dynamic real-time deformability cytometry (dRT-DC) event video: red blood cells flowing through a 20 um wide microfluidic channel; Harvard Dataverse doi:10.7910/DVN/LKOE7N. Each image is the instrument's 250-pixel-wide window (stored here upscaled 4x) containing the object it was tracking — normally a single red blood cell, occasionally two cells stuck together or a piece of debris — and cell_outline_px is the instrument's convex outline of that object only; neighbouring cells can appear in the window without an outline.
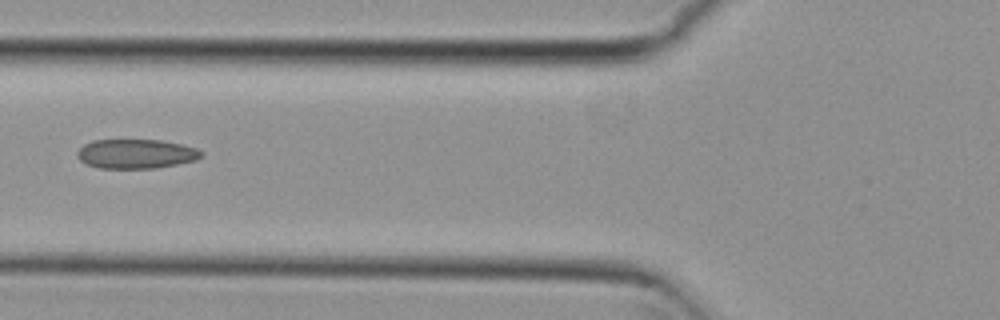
{"species": "common noctule bat (a hibernating species)", "species_latin": "Nyctalus noctula", "temperature_condition": "cold", "stored_images_in_passage": 5, "camera_frame_rate_fps": 3000, "um_per_image_px": 0.085, "animal": {"sex": "female", "body_mass_g": 29.2, "forearm_length_mm": 56.3}, "frame": {"image": 1, "passage_image": 5, "time_ms": 1.333, "image_size_px": [1000, 320], "cell_outline_px": [[204, 156], [196, 160], [156, 168], [100, 168], [88, 164], [80, 160], [76, 156], [76, 152], [84, 144], [92, 140], [160, 140], [180, 144], [196, 148], [204, 152]], "centroid_in_image_um": [11.57, 13.07], "position_along_channel_um": 114.2, "area_um2": 21.21}}